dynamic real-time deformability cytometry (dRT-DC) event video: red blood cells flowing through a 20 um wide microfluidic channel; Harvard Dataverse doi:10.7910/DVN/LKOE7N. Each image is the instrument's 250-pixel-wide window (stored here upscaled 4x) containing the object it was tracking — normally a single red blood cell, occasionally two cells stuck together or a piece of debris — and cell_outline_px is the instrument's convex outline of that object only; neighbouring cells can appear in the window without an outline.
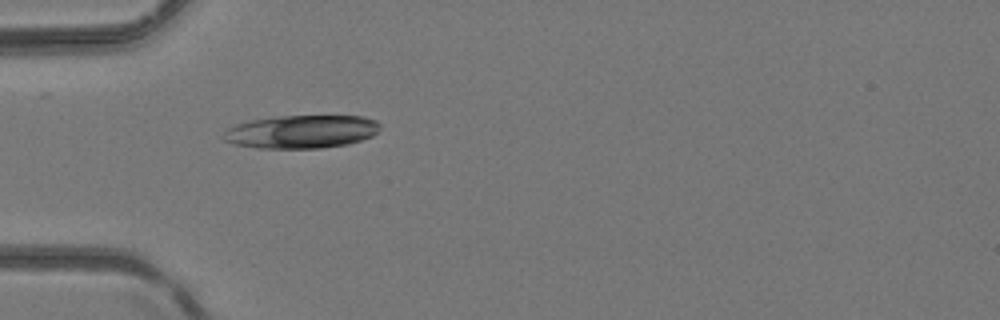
{"species": "common noctule bat (a hibernating species)", "species_latin": "Nyctalus noctula", "temperature_condition": "room temperature", "stored_images_in_passage": 1, "camera_frame_rate_fps": 3000, "um_per_image_px": 0.085, "animal": {"sex": "female", "body_mass_g": 24.6, "forearm_length_mm": 56.2}, "frame": {"image": 1, "passage_image": 1, "time_ms": 0.0, "image_size_px": [1000, 320], "cell_outline_px": [[380, 128], [372, 136], [348, 144], [320, 148], [256, 148], [232, 144], [224, 140], [220, 136], [228, 128], [236, 124], [252, 120], [280, 116], [364, 116], [376, 120], [380, 124]], "centroid_in_image_um": [25.6, 11.2], "position_along_channel_um": 59.4, "area_um2": 30.35}}